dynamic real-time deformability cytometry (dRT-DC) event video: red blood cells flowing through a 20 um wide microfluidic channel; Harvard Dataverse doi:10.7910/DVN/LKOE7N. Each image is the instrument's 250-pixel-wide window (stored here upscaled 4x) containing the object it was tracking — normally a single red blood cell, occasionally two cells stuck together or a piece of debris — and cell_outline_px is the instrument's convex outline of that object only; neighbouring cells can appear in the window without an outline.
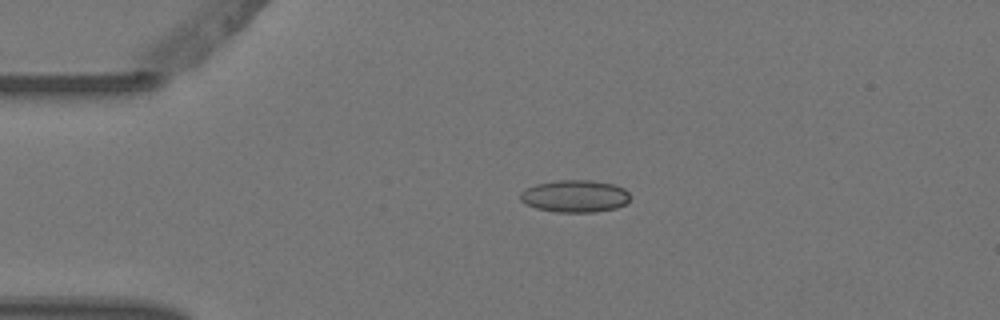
{"species": "Egyptian fruit bat (a non-hibernating species)", "species_latin": "Rousettus aegyptiacus", "temperature_condition": "warm", "stored_images_in_passage": 2, "camera_frame_rate_fps": 3000, "um_per_image_px": 0.085, "animal": {"sex": "female"}, "frame": {"image": 1, "passage_image": 1, "time_ms": 0.0, "image_size_px": [1000, 320], "cell_outline_px": [[628, 204], [616, 208], [596, 212], [556, 212], [536, 208], [524, 204], [520, 200], [520, 192], [536, 184], [556, 180], [592, 180], [612, 184], [624, 188], [628, 192]], "centroid_in_image_um": [48.86, 16.68], "position_along_channel_um": 36.1, "area_um2": 20.75}}